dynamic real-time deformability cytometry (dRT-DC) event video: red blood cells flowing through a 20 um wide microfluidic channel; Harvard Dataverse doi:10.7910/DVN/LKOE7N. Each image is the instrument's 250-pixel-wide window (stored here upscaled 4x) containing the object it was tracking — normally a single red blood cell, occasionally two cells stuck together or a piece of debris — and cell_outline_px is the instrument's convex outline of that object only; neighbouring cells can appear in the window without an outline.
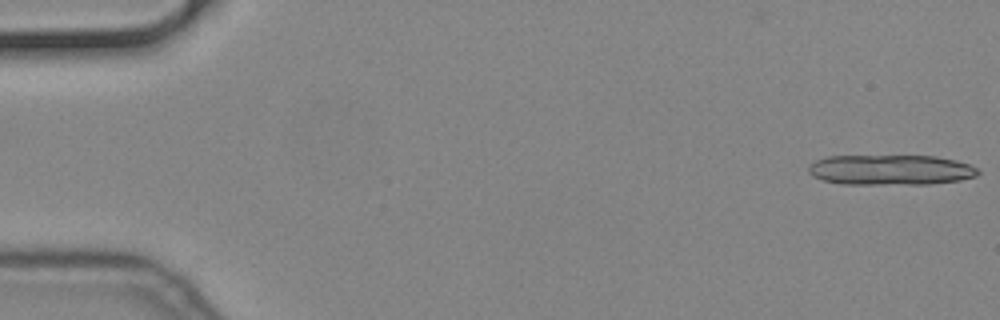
{"species": "common noctule bat (a hibernating species)", "species_latin": "Nyctalus noctula", "temperature_condition": "cold", "stored_images_in_passage": 14, "camera_frame_rate_fps": 3000, "um_per_image_px": 0.085, "animal": {"sex": "male", "body_mass_g": 19.2, "forearm_length_mm": 51.8}, "frame": {"image": 1, "passage_image": 1, "time_ms": 0.0, "image_size_px": [1000, 320], "cell_outline_px": [[980, 172], [976, 176], [960, 180], [928, 184], [840, 184], [824, 180], [812, 176], [808, 172], [808, 164], [816, 160], [828, 156], [936, 156], [956, 160], [968, 164], [976, 168]], "centroid_in_image_um": [75.67, 14.44], "position_along_channel_um": 9.3, "area_um2": 30.0}}